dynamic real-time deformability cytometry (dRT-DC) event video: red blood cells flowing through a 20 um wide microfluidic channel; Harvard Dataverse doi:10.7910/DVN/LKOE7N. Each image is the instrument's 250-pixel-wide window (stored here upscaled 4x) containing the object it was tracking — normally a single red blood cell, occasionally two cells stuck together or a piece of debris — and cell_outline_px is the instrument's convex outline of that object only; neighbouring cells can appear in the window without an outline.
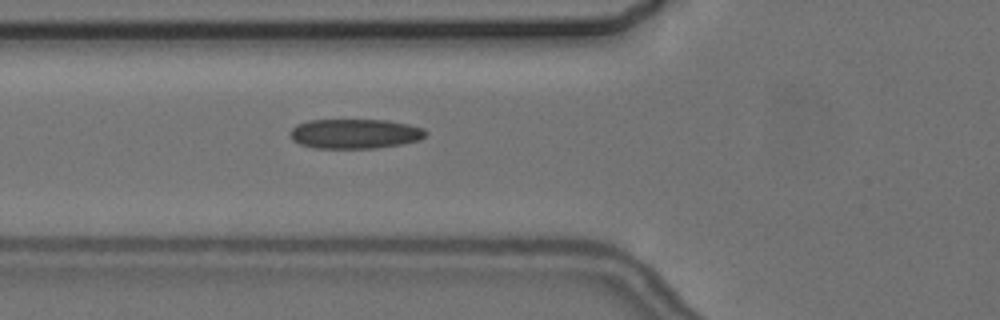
{"species": "common noctule bat (a hibernating species)", "species_latin": "Nyctalus noctula", "temperature_condition": "cold", "stored_images_in_passage": 4, "camera_frame_rate_fps": 3000, "um_per_image_px": 0.085, "animal": {"sex": "female", "body_mass_g": 24.6, "forearm_length_mm": 56.2}, "frame": {"image": 1, "passage_image": 4, "time_ms": 4.333, "image_size_px": [1000, 320], "cell_outline_px": [[428, 132], [420, 140], [404, 144], [376, 148], [312, 148], [300, 144], [292, 140], [288, 132], [296, 124], [308, 120], [388, 120], [408, 124], [424, 128]], "centroid_in_image_um": [30.16, 11.37], "position_along_channel_um": 95.6, "area_um2": 23.76}}